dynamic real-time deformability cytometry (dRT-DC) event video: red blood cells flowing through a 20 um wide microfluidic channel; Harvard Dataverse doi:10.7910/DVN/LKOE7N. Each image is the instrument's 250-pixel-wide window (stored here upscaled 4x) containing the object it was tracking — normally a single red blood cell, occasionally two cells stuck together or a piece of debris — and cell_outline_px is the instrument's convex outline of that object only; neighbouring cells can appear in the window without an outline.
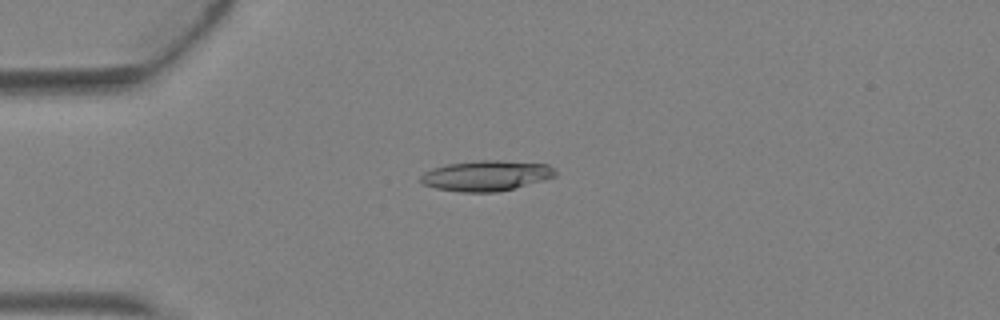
{"species": "Egyptian fruit bat (a non-hibernating species)", "species_latin": "Rousettus aegyptiacus", "temperature_condition": "warm", "stored_images_in_passage": 4, "camera_frame_rate_fps": 3000, "um_per_image_px": 0.085, "animal": {"sex": "female"}, "frame": {"image": 1, "passage_image": 3, "time_ms": 0.667, "image_size_px": [1000, 320], "cell_outline_px": [[556, 176], [544, 180], [496, 192], [460, 192], [436, 188], [424, 184], [420, 180], [420, 176], [424, 172], [432, 168], [448, 164], [476, 160], [500, 160], [548, 164], [556, 172]], "centroid_in_image_um": [41.31, 14.92], "position_along_channel_um": 43.7, "area_um2": 23.76}}